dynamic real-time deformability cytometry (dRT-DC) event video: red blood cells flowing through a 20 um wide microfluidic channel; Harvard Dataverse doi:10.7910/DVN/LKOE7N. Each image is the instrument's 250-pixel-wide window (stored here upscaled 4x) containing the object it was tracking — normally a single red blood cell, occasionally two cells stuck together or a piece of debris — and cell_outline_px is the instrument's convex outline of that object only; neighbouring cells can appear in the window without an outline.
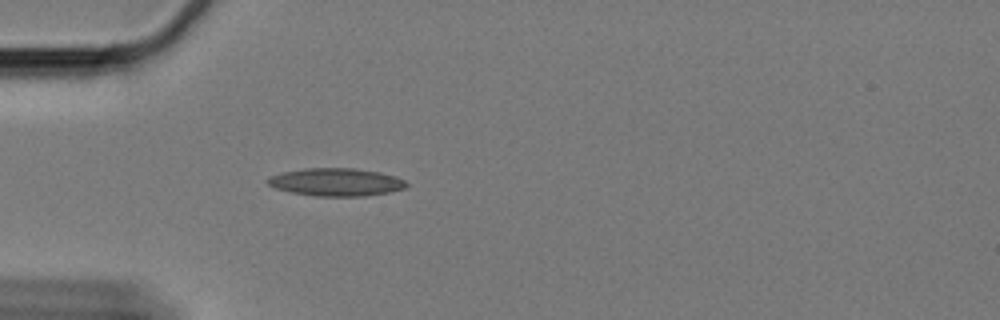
{"species": "Egyptian fruit bat (a non-hibernating species)", "species_latin": "Rousettus aegyptiacus", "temperature_condition": "cold", "stored_images_in_passage": 44, "camera_frame_rate_fps": 3000, "um_per_image_px": 0.085, "animal": {"sex": "female"}, "frame": {"image": 1, "passage_image": 1, "time_ms": 0.0, "image_size_px": [1000, 320], "cell_outline_px": [[408, 184], [404, 188], [388, 192], [364, 196], [316, 196], [292, 192], [276, 188], [268, 184], [264, 180], [268, 176], [280, 172], [304, 168], [356, 168], [380, 172], [396, 176], [404, 180]], "centroid_in_image_um": [28.53, 15.46], "position_along_channel_um": 56.5, "area_um2": 22.6}}
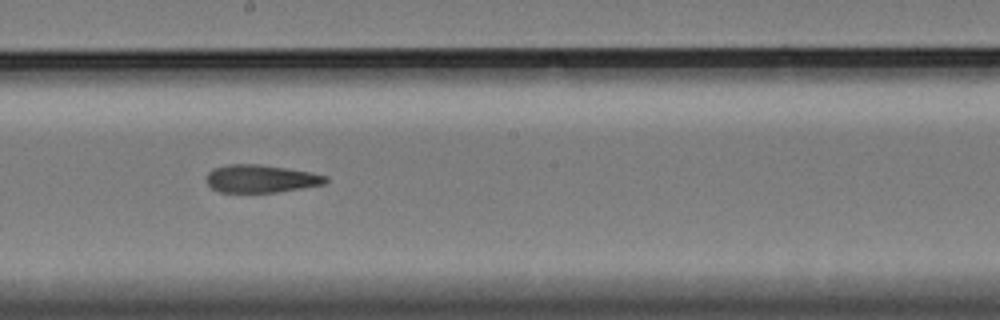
{"frame": {"image": 2, "passage_image": 17, "time_ms": 5.333, "image_size_px": [1000, 320], "cell_outline_px": [[328, 180], [324, 184], [276, 192], [220, 192], [212, 188], [208, 184], [208, 172], [212, 168], [228, 164], [260, 164], [308, 172], [328, 176]], "centroid_in_image_um": [22.15, 15.18], "position_along_channel_um": 226.0, "area_um2": 19.07}}
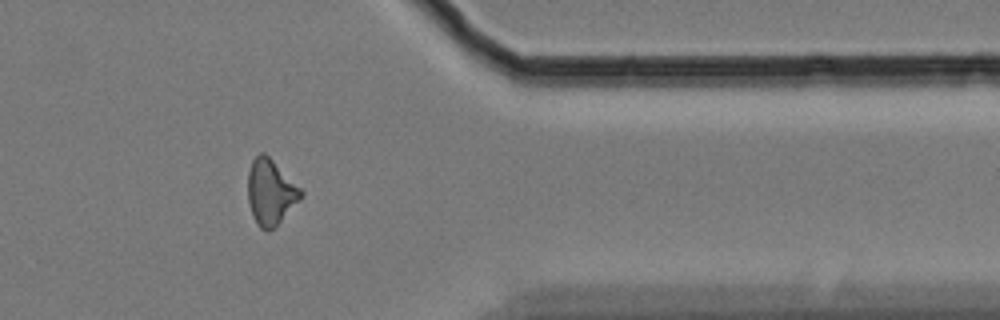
{"frame": {"image": 3, "passage_image": 33, "time_ms": 10.667, "image_size_px": [1000, 320], "cell_outline_px": [[304, 192], [300, 200], [276, 228], [268, 232], [260, 228], [256, 224], [248, 200], [248, 172], [252, 160], [260, 152], [264, 152]], "centroid_in_image_um": [23.0, 16.38], "position_along_channel_um": 388.4, "area_um2": 20.23}, "authors_computed_cell_mechanics": {"area_um2": 19.8254, "velocity_mm_per_s": 3.2948, "shape_relaxation_time_tau1_ms": null, "shape_relaxation_time_tau2_ms": 4.3964, "deformation_change_tau1": null, "deformation_change_tau2": 0.126}}